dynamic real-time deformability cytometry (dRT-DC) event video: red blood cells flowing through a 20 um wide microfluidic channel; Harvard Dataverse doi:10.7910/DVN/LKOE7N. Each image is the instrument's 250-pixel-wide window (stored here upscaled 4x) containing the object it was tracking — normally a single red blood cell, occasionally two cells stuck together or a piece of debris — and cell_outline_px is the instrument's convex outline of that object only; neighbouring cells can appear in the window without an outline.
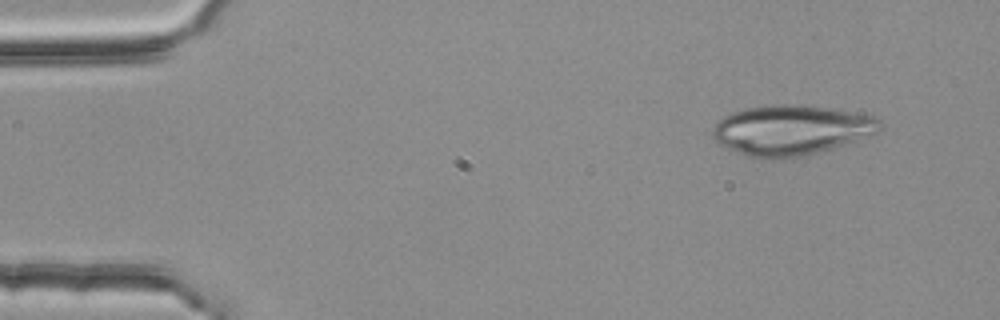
{"species": "common noctule bat (a hibernating species)", "species_latin": "Nyctalus noctula", "temperature_condition": "room temperature", "stored_images_in_passage": 3, "camera_frame_rate_fps": 3000, "um_per_image_px": 0.085, "animal": {"sex": "female", "body_mass_g": 25.1}, "frame": {"image": 1, "passage_image": 1, "time_ms": 0.0, "image_size_px": [1000, 320], "cell_outline_px": [[884, 124], [876, 132], [856, 140], [832, 148], [804, 156], [780, 160], [764, 160], [748, 156], [736, 152], [720, 144], [712, 136], [712, 128], [724, 116], [732, 112], [744, 108], [772, 104], [792, 104], [832, 108], [868, 112], [876, 116]], "centroid_in_image_um": [67.28, 11.05], "position_along_channel_um": 17.7, "area_um2": 49.53}}